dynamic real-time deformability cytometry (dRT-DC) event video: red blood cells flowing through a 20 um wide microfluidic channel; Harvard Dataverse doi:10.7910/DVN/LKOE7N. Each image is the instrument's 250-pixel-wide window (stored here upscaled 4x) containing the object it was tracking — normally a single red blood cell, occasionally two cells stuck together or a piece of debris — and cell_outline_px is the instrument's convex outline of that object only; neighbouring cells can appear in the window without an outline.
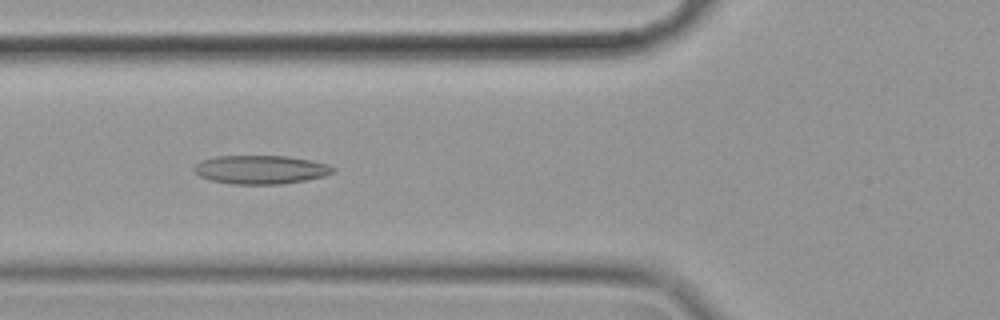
{"species": "common noctule bat (a hibernating species)", "species_latin": "Nyctalus noctula", "temperature_condition": "cold", "stored_images_in_passage": 57, "camera_frame_rate_fps": 3000, "um_per_image_px": 0.085, "animal": {"sex": "female", "body_mass_g": 19.9}, "frame": {"image": 1, "passage_image": 21, "time_ms": 6.667, "image_size_px": [1000, 320], "cell_outline_px": [[336, 168], [332, 172], [324, 176], [304, 180], [280, 184], [232, 184], [212, 180], [200, 176], [192, 168], [200, 160], [216, 156], [288, 156], [312, 160], [328, 164]], "centroid_in_image_um": [22.16, 14.41], "position_along_channel_um": 103.6, "area_um2": 23.12}}
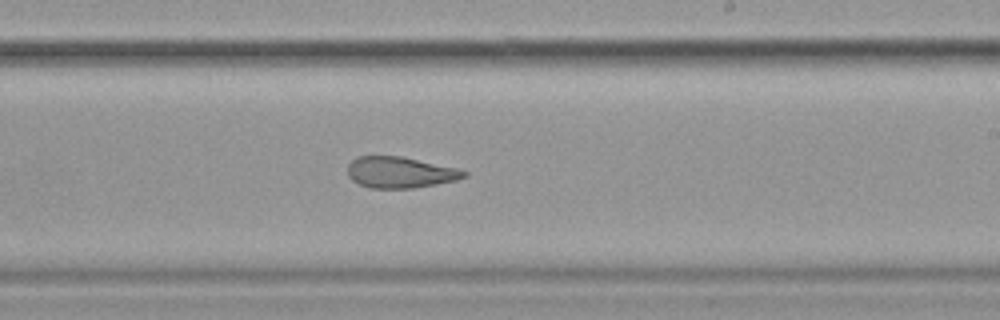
{"frame": {"image": 2, "passage_image": 34, "time_ms": 11.0, "image_size_px": [1000, 320], "cell_outline_px": [[468, 176], [456, 180], [416, 188], [368, 188], [352, 180], [348, 176], [348, 164], [356, 156], [400, 156], [456, 168], [468, 172]], "centroid_in_image_um": [33.99, 14.66], "position_along_channel_um": 255.0, "area_um2": 21.1}}
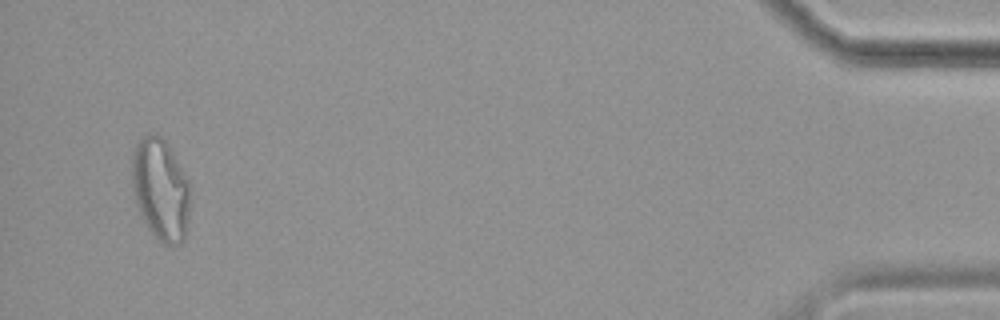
{"frame": {"image": 3, "passage_image": 55, "time_ms": 18.0, "image_size_px": [1000, 320], "cell_outline_px": [[188, 220], [184, 240], [180, 244], [172, 248], [156, 240], [148, 228], [136, 204], [132, 184], [132, 156], [136, 144], [148, 132], [152, 132], [160, 136], [168, 144], [184, 172], [188, 180]], "centroid_in_image_um": [13.64, 16.13], "position_along_channel_um": 421.6, "area_um2": 34.62}, "authors_computed_cell_mechanics": {"area_um2": 25.2586, "velocity_mm_per_s": 3.4935, "shape_relaxation_time_tau1_ms": null, "shape_relaxation_time_tau2_ms": 4.6408, "deformation_change_tau1": null, "deformation_change_tau2": 0.129}}